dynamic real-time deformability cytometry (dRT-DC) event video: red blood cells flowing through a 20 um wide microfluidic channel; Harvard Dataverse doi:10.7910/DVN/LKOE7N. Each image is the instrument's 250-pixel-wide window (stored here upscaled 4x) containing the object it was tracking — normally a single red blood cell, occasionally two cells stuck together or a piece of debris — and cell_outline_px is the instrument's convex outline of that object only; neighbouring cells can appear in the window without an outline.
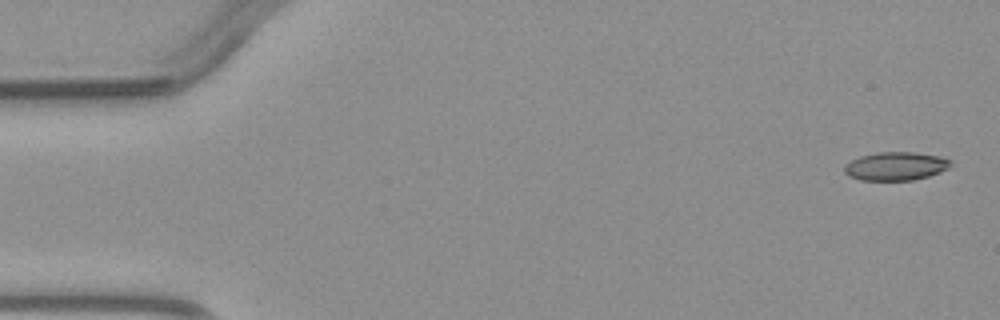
{"species": "common noctule bat (a hibernating species)", "species_latin": "Nyctalus noctula", "temperature_condition": "warm", "stored_images_in_passage": 4, "camera_frame_rate_fps": 3000, "um_per_image_px": 0.085, "animal": {"sex": "male", "body_mass_g": 23.1, "forearm_length_mm": 52.7}, "frame": {"image": 1, "passage_image": 1, "time_ms": 0.0, "image_size_px": [1000, 320], "cell_outline_px": [[952, 164], [948, 168], [940, 172], [928, 176], [912, 180], [860, 180], [848, 176], [844, 172], [844, 164], [860, 156], [876, 152], [912, 152], [940, 156], [952, 160]], "centroid_in_image_um": [76.12, 14.12], "position_along_channel_um": 8.9, "area_um2": 17.69}}
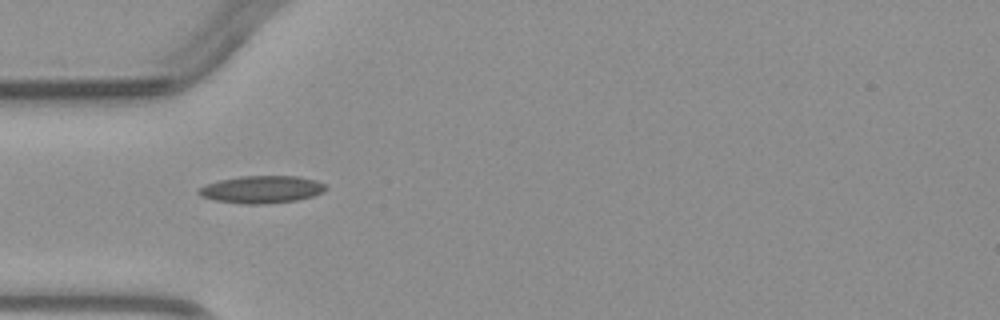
{"frame": {"image": 2, "passage_image": 4, "time_ms": 4.333, "image_size_px": [1000, 320], "cell_outline_px": [[328, 188], [324, 192], [312, 196], [296, 200], [260, 204], [240, 204], [216, 200], [200, 196], [196, 192], [200, 188], [208, 184], [220, 180], [240, 176], [296, 176], [316, 180], [328, 184]], "centroid_in_image_um": [22.29, 16.1], "position_along_channel_um": 62.7, "area_um2": 20.29}}